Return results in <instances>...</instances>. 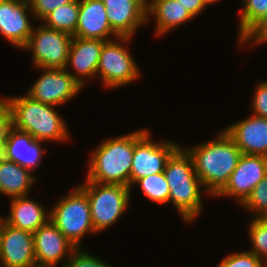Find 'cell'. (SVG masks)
<instances>
[{"instance_id":"cell-1","label":"cell","mask_w":267,"mask_h":267,"mask_svg":"<svg viewBox=\"0 0 267 267\" xmlns=\"http://www.w3.org/2000/svg\"><path fill=\"white\" fill-rule=\"evenodd\" d=\"M185 149L192 156L195 172L203 189L212 197L226 185L242 155L224 129L214 140Z\"/></svg>"},{"instance_id":"cell-2","label":"cell","mask_w":267,"mask_h":267,"mask_svg":"<svg viewBox=\"0 0 267 267\" xmlns=\"http://www.w3.org/2000/svg\"><path fill=\"white\" fill-rule=\"evenodd\" d=\"M55 106L33 100L26 94L7 97L10 126L44 142L66 141L70 132ZM67 128V129H66Z\"/></svg>"},{"instance_id":"cell-3","label":"cell","mask_w":267,"mask_h":267,"mask_svg":"<svg viewBox=\"0 0 267 267\" xmlns=\"http://www.w3.org/2000/svg\"><path fill=\"white\" fill-rule=\"evenodd\" d=\"M169 183V203H172L185 223H192L202 212L203 186L196 175L192 156L180 146L168 159L164 169Z\"/></svg>"},{"instance_id":"cell-4","label":"cell","mask_w":267,"mask_h":267,"mask_svg":"<svg viewBox=\"0 0 267 267\" xmlns=\"http://www.w3.org/2000/svg\"><path fill=\"white\" fill-rule=\"evenodd\" d=\"M90 154L85 181L130 187L134 131L103 140Z\"/></svg>"},{"instance_id":"cell-5","label":"cell","mask_w":267,"mask_h":267,"mask_svg":"<svg viewBox=\"0 0 267 267\" xmlns=\"http://www.w3.org/2000/svg\"><path fill=\"white\" fill-rule=\"evenodd\" d=\"M49 210L52 223L77 249L82 248V239L86 234L96 233L87 194L79 185Z\"/></svg>"},{"instance_id":"cell-6","label":"cell","mask_w":267,"mask_h":267,"mask_svg":"<svg viewBox=\"0 0 267 267\" xmlns=\"http://www.w3.org/2000/svg\"><path fill=\"white\" fill-rule=\"evenodd\" d=\"M79 186L87 194L96 234L113 226L130 205L131 188L128 186L90 181H85Z\"/></svg>"},{"instance_id":"cell-7","label":"cell","mask_w":267,"mask_h":267,"mask_svg":"<svg viewBox=\"0 0 267 267\" xmlns=\"http://www.w3.org/2000/svg\"><path fill=\"white\" fill-rule=\"evenodd\" d=\"M131 39L133 38L117 37L103 44L96 76H100L107 89L126 87L140 76L139 66L127 47Z\"/></svg>"},{"instance_id":"cell-8","label":"cell","mask_w":267,"mask_h":267,"mask_svg":"<svg viewBox=\"0 0 267 267\" xmlns=\"http://www.w3.org/2000/svg\"><path fill=\"white\" fill-rule=\"evenodd\" d=\"M180 147L169 140L153 141L148 129L134 131V155L130 172V188L147 176L164 172L170 156Z\"/></svg>"},{"instance_id":"cell-9","label":"cell","mask_w":267,"mask_h":267,"mask_svg":"<svg viewBox=\"0 0 267 267\" xmlns=\"http://www.w3.org/2000/svg\"><path fill=\"white\" fill-rule=\"evenodd\" d=\"M34 26L27 44L22 48L32 52L33 65L36 68L65 69L72 35L51 29L42 23Z\"/></svg>"},{"instance_id":"cell-10","label":"cell","mask_w":267,"mask_h":267,"mask_svg":"<svg viewBox=\"0 0 267 267\" xmlns=\"http://www.w3.org/2000/svg\"><path fill=\"white\" fill-rule=\"evenodd\" d=\"M42 73L26 95L43 104L58 107L82 92L83 86L67 69L38 68ZM73 97V98H72Z\"/></svg>"},{"instance_id":"cell-11","label":"cell","mask_w":267,"mask_h":267,"mask_svg":"<svg viewBox=\"0 0 267 267\" xmlns=\"http://www.w3.org/2000/svg\"><path fill=\"white\" fill-rule=\"evenodd\" d=\"M267 174V157L242 154L226 185L214 196L235 198L241 205Z\"/></svg>"},{"instance_id":"cell-12","label":"cell","mask_w":267,"mask_h":267,"mask_svg":"<svg viewBox=\"0 0 267 267\" xmlns=\"http://www.w3.org/2000/svg\"><path fill=\"white\" fill-rule=\"evenodd\" d=\"M36 267H61L77 249L49 220L33 233ZM69 255V256H68Z\"/></svg>"},{"instance_id":"cell-13","label":"cell","mask_w":267,"mask_h":267,"mask_svg":"<svg viewBox=\"0 0 267 267\" xmlns=\"http://www.w3.org/2000/svg\"><path fill=\"white\" fill-rule=\"evenodd\" d=\"M30 14V15H29ZM28 0H0V34L15 48L27 44L33 25V15Z\"/></svg>"},{"instance_id":"cell-14","label":"cell","mask_w":267,"mask_h":267,"mask_svg":"<svg viewBox=\"0 0 267 267\" xmlns=\"http://www.w3.org/2000/svg\"><path fill=\"white\" fill-rule=\"evenodd\" d=\"M0 267H36L33 233L7 224L3 216Z\"/></svg>"},{"instance_id":"cell-15","label":"cell","mask_w":267,"mask_h":267,"mask_svg":"<svg viewBox=\"0 0 267 267\" xmlns=\"http://www.w3.org/2000/svg\"><path fill=\"white\" fill-rule=\"evenodd\" d=\"M112 30L119 37H131L147 23V0H102Z\"/></svg>"},{"instance_id":"cell-16","label":"cell","mask_w":267,"mask_h":267,"mask_svg":"<svg viewBox=\"0 0 267 267\" xmlns=\"http://www.w3.org/2000/svg\"><path fill=\"white\" fill-rule=\"evenodd\" d=\"M105 40L72 37V43L65 69L71 67V74L83 87L86 81L96 77L100 54ZM69 65V66H68ZM86 80V81H85Z\"/></svg>"},{"instance_id":"cell-17","label":"cell","mask_w":267,"mask_h":267,"mask_svg":"<svg viewBox=\"0 0 267 267\" xmlns=\"http://www.w3.org/2000/svg\"><path fill=\"white\" fill-rule=\"evenodd\" d=\"M242 154L267 157V118L251 115L224 129Z\"/></svg>"},{"instance_id":"cell-18","label":"cell","mask_w":267,"mask_h":267,"mask_svg":"<svg viewBox=\"0 0 267 267\" xmlns=\"http://www.w3.org/2000/svg\"><path fill=\"white\" fill-rule=\"evenodd\" d=\"M102 0H79V14L75 34L79 38L109 41L119 37L111 28Z\"/></svg>"},{"instance_id":"cell-19","label":"cell","mask_w":267,"mask_h":267,"mask_svg":"<svg viewBox=\"0 0 267 267\" xmlns=\"http://www.w3.org/2000/svg\"><path fill=\"white\" fill-rule=\"evenodd\" d=\"M43 142L34 139L27 132L9 126L4 158L29 169L35 174L36 168L41 165L42 155L47 151L42 148Z\"/></svg>"},{"instance_id":"cell-20","label":"cell","mask_w":267,"mask_h":267,"mask_svg":"<svg viewBox=\"0 0 267 267\" xmlns=\"http://www.w3.org/2000/svg\"><path fill=\"white\" fill-rule=\"evenodd\" d=\"M10 213L3 220L20 230L34 233L50 220V210L28 196L11 198ZM45 209V210H44Z\"/></svg>"},{"instance_id":"cell-21","label":"cell","mask_w":267,"mask_h":267,"mask_svg":"<svg viewBox=\"0 0 267 267\" xmlns=\"http://www.w3.org/2000/svg\"><path fill=\"white\" fill-rule=\"evenodd\" d=\"M147 22L155 19V34L166 35L173 29L193 20L192 15L177 0H147ZM150 17V18H149Z\"/></svg>"},{"instance_id":"cell-22","label":"cell","mask_w":267,"mask_h":267,"mask_svg":"<svg viewBox=\"0 0 267 267\" xmlns=\"http://www.w3.org/2000/svg\"><path fill=\"white\" fill-rule=\"evenodd\" d=\"M35 177L29 169L5 158L0 159V194L10 199L28 196Z\"/></svg>"},{"instance_id":"cell-23","label":"cell","mask_w":267,"mask_h":267,"mask_svg":"<svg viewBox=\"0 0 267 267\" xmlns=\"http://www.w3.org/2000/svg\"><path fill=\"white\" fill-rule=\"evenodd\" d=\"M79 14V0L61 5L46 15L40 22L48 28L74 35Z\"/></svg>"},{"instance_id":"cell-24","label":"cell","mask_w":267,"mask_h":267,"mask_svg":"<svg viewBox=\"0 0 267 267\" xmlns=\"http://www.w3.org/2000/svg\"><path fill=\"white\" fill-rule=\"evenodd\" d=\"M239 18L238 43L267 16V0H242Z\"/></svg>"},{"instance_id":"cell-25","label":"cell","mask_w":267,"mask_h":267,"mask_svg":"<svg viewBox=\"0 0 267 267\" xmlns=\"http://www.w3.org/2000/svg\"><path fill=\"white\" fill-rule=\"evenodd\" d=\"M134 185H140L141 192L151 202L162 205L169 204V183L163 172L143 177L137 180Z\"/></svg>"},{"instance_id":"cell-26","label":"cell","mask_w":267,"mask_h":267,"mask_svg":"<svg viewBox=\"0 0 267 267\" xmlns=\"http://www.w3.org/2000/svg\"><path fill=\"white\" fill-rule=\"evenodd\" d=\"M248 225L252 245L248 251L264 261L267 259V218H253Z\"/></svg>"},{"instance_id":"cell-27","label":"cell","mask_w":267,"mask_h":267,"mask_svg":"<svg viewBox=\"0 0 267 267\" xmlns=\"http://www.w3.org/2000/svg\"><path fill=\"white\" fill-rule=\"evenodd\" d=\"M240 206L252 212L254 218H267V174Z\"/></svg>"},{"instance_id":"cell-28","label":"cell","mask_w":267,"mask_h":267,"mask_svg":"<svg viewBox=\"0 0 267 267\" xmlns=\"http://www.w3.org/2000/svg\"><path fill=\"white\" fill-rule=\"evenodd\" d=\"M216 267H264V261L246 250L228 254Z\"/></svg>"},{"instance_id":"cell-29","label":"cell","mask_w":267,"mask_h":267,"mask_svg":"<svg viewBox=\"0 0 267 267\" xmlns=\"http://www.w3.org/2000/svg\"><path fill=\"white\" fill-rule=\"evenodd\" d=\"M63 267H112L83 248L76 249Z\"/></svg>"},{"instance_id":"cell-30","label":"cell","mask_w":267,"mask_h":267,"mask_svg":"<svg viewBox=\"0 0 267 267\" xmlns=\"http://www.w3.org/2000/svg\"><path fill=\"white\" fill-rule=\"evenodd\" d=\"M32 11L33 19L42 20L51 11L61 5L70 3L72 0H28Z\"/></svg>"},{"instance_id":"cell-31","label":"cell","mask_w":267,"mask_h":267,"mask_svg":"<svg viewBox=\"0 0 267 267\" xmlns=\"http://www.w3.org/2000/svg\"><path fill=\"white\" fill-rule=\"evenodd\" d=\"M252 97V114L267 118V80L258 83Z\"/></svg>"},{"instance_id":"cell-32","label":"cell","mask_w":267,"mask_h":267,"mask_svg":"<svg viewBox=\"0 0 267 267\" xmlns=\"http://www.w3.org/2000/svg\"><path fill=\"white\" fill-rule=\"evenodd\" d=\"M249 43L250 47L267 43V16L238 45L245 46Z\"/></svg>"},{"instance_id":"cell-33","label":"cell","mask_w":267,"mask_h":267,"mask_svg":"<svg viewBox=\"0 0 267 267\" xmlns=\"http://www.w3.org/2000/svg\"><path fill=\"white\" fill-rule=\"evenodd\" d=\"M180 4L187 9V11L196 18L201 12L206 9L203 0H177Z\"/></svg>"},{"instance_id":"cell-34","label":"cell","mask_w":267,"mask_h":267,"mask_svg":"<svg viewBox=\"0 0 267 267\" xmlns=\"http://www.w3.org/2000/svg\"><path fill=\"white\" fill-rule=\"evenodd\" d=\"M10 126L8 118L0 125V159L4 158L8 128Z\"/></svg>"},{"instance_id":"cell-35","label":"cell","mask_w":267,"mask_h":267,"mask_svg":"<svg viewBox=\"0 0 267 267\" xmlns=\"http://www.w3.org/2000/svg\"><path fill=\"white\" fill-rule=\"evenodd\" d=\"M8 118L7 116V97L0 98V125Z\"/></svg>"},{"instance_id":"cell-36","label":"cell","mask_w":267,"mask_h":267,"mask_svg":"<svg viewBox=\"0 0 267 267\" xmlns=\"http://www.w3.org/2000/svg\"><path fill=\"white\" fill-rule=\"evenodd\" d=\"M221 0H203L206 7L212 3L220 2Z\"/></svg>"},{"instance_id":"cell-37","label":"cell","mask_w":267,"mask_h":267,"mask_svg":"<svg viewBox=\"0 0 267 267\" xmlns=\"http://www.w3.org/2000/svg\"><path fill=\"white\" fill-rule=\"evenodd\" d=\"M1 229H2V217L0 216V235H1Z\"/></svg>"},{"instance_id":"cell-38","label":"cell","mask_w":267,"mask_h":267,"mask_svg":"<svg viewBox=\"0 0 267 267\" xmlns=\"http://www.w3.org/2000/svg\"><path fill=\"white\" fill-rule=\"evenodd\" d=\"M264 267H267V259L264 260Z\"/></svg>"}]
</instances>
